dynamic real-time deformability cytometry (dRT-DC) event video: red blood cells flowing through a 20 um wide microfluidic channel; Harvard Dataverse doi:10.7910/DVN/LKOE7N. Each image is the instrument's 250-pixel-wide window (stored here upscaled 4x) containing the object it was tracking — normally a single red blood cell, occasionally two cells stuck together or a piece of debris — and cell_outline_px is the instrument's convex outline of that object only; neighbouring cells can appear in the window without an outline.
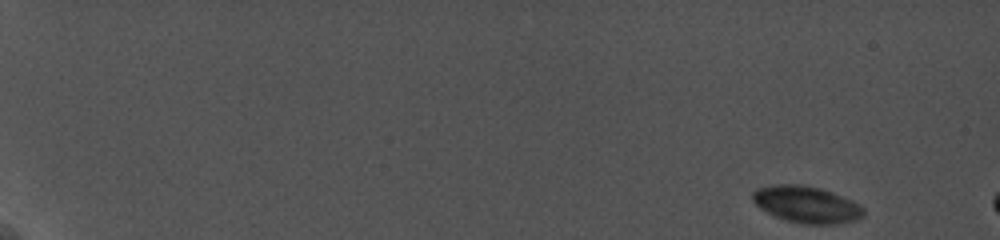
{"species": "common noctule bat (a hibernating species)", "species_latin": "Nyctalus noctula", "temperature_condition": "cold", "stored_images_in_passage": 8, "camera_frame_rate_fps": 5000, "um_per_image_px": 0.085, "animal": {"sex": "female", "body_mass_g": 19.0, "forearm_length_mm": 56.7}, "frame": {"image": 1, "passage_image": 1, "time_ms": 0.0, "image_size_px": [1000, 240], "cell_outline_px": [[864, 216], [856, 220], [832, 224], [804, 224], [784, 220], [760, 208], [752, 200], [752, 192], [756, 188], [776, 184], [800, 184], [820, 188], [832, 192], [852, 200], [860, 204], [864, 208]], "centroid_in_image_um": [68.56, 17.37], "position_along_channel_um": 16.4, "area_um2": 23.81}}